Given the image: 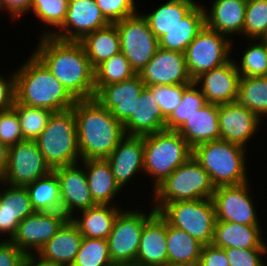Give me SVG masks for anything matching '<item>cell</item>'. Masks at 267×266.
<instances>
[{
	"label": "cell",
	"instance_id": "836d02e7",
	"mask_svg": "<svg viewBox=\"0 0 267 266\" xmlns=\"http://www.w3.org/2000/svg\"><path fill=\"white\" fill-rule=\"evenodd\" d=\"M166 243L169 263L198 265L203 244L187 232L167 223Z\"/></svg>",
	"mask_w": 267,
	"mask_h": 266
},
{
	"label": "cell",
	"instance_id": "7a4b0ae2",
	"mask_svg": "<svg viewBox=\"0 0 267 266\" xmlns=\"http://www.w3.org/2000/svg\"><path fill=\"white\" fill-rule=\"evenodd\" d=\"M72 109L81 160L106 159L126 135L123 124L94 98L77 100Z\"/></svg>",
	"mask_w": 267,
	"mask_h": 266
},
{
	"label": "cell",
	"instance_id": "681fc988",
	"mask_svg": "<svg viewBox=\"0 0 267 266\" xmlns=\"http://www.w3.org/2000/svg\"><path fill=\"white\" fill-rule=\"evenodd\" d=\"M26 256L10 240L0 241V266H22Z\"/></svg>",
	"mask_w": 267,
	"mask_h": 266
},
{
	"label": "cell",
	"instance_id": "f1b7e54d",
	"mask_svg": "<svg viewBox=\"0 0 267 266\" xmlns=\"http://www.w3.org/2000/svg\"><path fill=\"white\" fill-rule=\"evenodd\" d=\"M86 178L93 200L96 204H111L114 197L122 190L117 184L106 159L82 160ZM117 194V195H116Z\"/></svg>",
	"mask_w": 267,
	"mask_h": 266
},
{
	"label": "cell",
	"instance_id": "f907efd6",
	"mask_svg": "<svg viewBox=\"0 0 267 266\" xmlns=\"http://www.w3.org/2000/svg\"><path fill=\"white\" fill-rule=\"evenodd\" d=\"M10 77L0 76V112L12 109L16 100L14 72Z\"/></svg>",
	"mask_w": 267,
	"mask_h": 266
},
{
	"label": "cell",
	"instance_id": "7c38bea8",
	"mask_svg": "<svg viewBox=\"0 0 267 266\" xmlns=\"http://www.w3.org/2000/svg\"><path fill=\"white\" fill-rule=\"evenodd\" d=\"M51 171L53 170L46 163L35 140H23L8 147V166L4 184L25 187Z\"/></svg>",
	"mask_w": 267,
	"mask_h": 266
},
{
	"label": "cell",
	"instance_id": "484cf974",
	"mask_svg": "<svg viewBox=\"0 0 267 266\" xmlns=\"http://www.w3.org/2000/svg\"><path fill=\"white\" fill-rule=\"evenodd\" d=\"M193 149L195 146L220 140L219 105L206 103L177 130Z\"/></svg>",
	"mask_w": 267,
	"mask_h": 266
},
{
	"label": "cell",
	"instance_id": "4316f807",
	"mask_svg": "<svg viewBox=\"0 0 267 266\" xmlns=\"http://www.w3.org/2000/svg\"><path fill=\"white\" fill-rule=\"evenodd\" d=\"M247 0H214L210 11L204 7L205 25L227 37L243 34Z\"/></svg>",
	"mask_w": 267,
	"mask_h": 266
},
{
	"label": "cell",
	"instance_id": "d590c367",
	"mask_svg": "<svg viewBox=\"0 0 267 266\" xmlns=\"http://www.w3.org/2000/svg\"><path fill=\"white\" fill-rule=\"evenodd\" d=\"M237 102L261 120L267 116V76L240 77Z\"/></svg>",
	"mask_w": 267,
	"mask_h": 266
},
{
	"label": "cell",
	"instance_id": "5bb4252c",
	"mask_svg": "<svg viewBox=\"0 0 267 266\" xmlns=\"http://www.w3.org/2000/svg\"><path fill=\"white\" fill-rule=\"evenodd\" d=\"M110 22L102 14L95 0H69L62 26L45 31L42 36H52L66 41H80L85 35L108 26ZM59 31V32H58Z\"/></svg>",
	"mask_w": 267,
	"mask_h": 266
},
{
	"label": "cell",
	"instance_id": "74e56055",
	"mask_svg": "<svg viewBox=\"0 0 267 266\" xmlns=\"http://www.w3.org/2000/svg\"><path fill=\"white\" fill-rule=\"evenodd\" d=\"M198 85L192 82L182 95L180 105L165 121V128L169 131H177L197 110L206 104V100Z\"/></svg>",
	"mask_w": 267,
	"mask_h": 266
},
{
	"label": "cell",
	"instance_id": "d6a6232c",
	"mask_svg": "<svg viewBox=\"0 0 267 266\" xmlns=\"http://www.w3.org/2000/svg\"><path fill=\"white\" fill-rule=\"evenodd\" d=\"M198 4L194 0H168L156 10L143 16L147 20L150 30L159 39L186 17Z\"/></svg>",
	"mask_w": 267,
	"mask_h": 266
},
{
	"label": "cell",
	"instance_id": "bcb514c9",
	"mask_svg": "<svg viewBox=\"0 0 267 266\" xmlns=\"http://www.w3.org/2000/svg\"><path fill=\"white\" fill-rule=\"evenodd\" d=\"M23 140L17 112L13 108L0 112V141L10 147Z\"/></svg>",
	"mask_w": 267,
	"mask_h": 266
},
{
	"label": "cell",
	"instance_id": "8fae6325",
	"mask_svg": "<svg viewBox=\"0 0 267 266\" xmlns=\"http://www.w3.org/2000/svg\"><path fill=\"white\" fill-rule=\"evenodd\" d=\"M150 214L143 211L122 210L113 225L109 234L108 248L113 264H134L136 263L140 237L146 221L156 212L150 209Z\"/></svg>",
	"mask_w": 267,
	"mask_h": 266
},
{
	"label": "cell",
	"instance_id": "d4e9b609",
	"mask_svg": "<svg viewBox=\"0 0 267 266\" xmlns=\"http://www.w3.org/2000/svg\"><path fill=\"white\" fill-rule=\"evenodd\" d=\"M166 117L157 105L151 90L145 86L135 103V114L124 124L126 135L144 136L161 132L165 128Z\"/></svg>",
	"mask_w": 267,
	"mask_h": 266
},
{
	"label": "cell",
	"instance_id": "9f6ffc18",
	"mask_svg": "<svg viewBox=\"0 0 267 266\" xmlns=\"http://www.w3.org/2000/svg\"><path fill=\"white\" fill-rule=\"evenodd\" d=\"M116 266H141V265H138V264H122V265H116Z\"/></svg>",
	"mask_w": 267,
	"mask_h": 266
},
{
	"label": "cell",
	"instance_id": "d6986e66",
	"mask_svg": "<svg viewBox=\"0 0 267 266\" xmlns=\"http://www.w3.org/2000/svg\"><path fill=\"white\" fill-rule=\"evenodd\" d=\"M240 74L232 58L225 64L202 73L193 82L201 84L206 103L227 104L237 101Z\"/></svg>",
	"mask_w": 267,
	"mask_h": 266
},
{
	"label": "cell",
	"instance_id": "ab89813d",
	"mask_svg": "<svg viewBox=\"0 0 267 266\" xmlns=\"http://www.w3.org/2000/svg\"><path fill=\"white\" fill-rule=\"evenodd\" d=\"M72 266H115L110 258L107 239L83 237Z\"/></svg>",
	"mask_w": 267,
	"mask_h": 266
},
{
	"label": "cell",
	"instance_id": "816d5d0a",
	"mask_svg": "<svg viewBox=\"0 0 267 266\" xmlns=\"http://www.w3.org/2000/svg\"><path fill=\"white\" fill-rule=\"evenodd\" d=\"M32 1L33 0H0V11L5 8V11H8L13 19L21 18L30 11Z\"/></svg>",
	"mask_w": 267,
	"mask_h": 266
},
{
	"label": "cell",
	"instance_id": "52a82bcc",
	"mask_svg": "<svg viewBox=\"0 0 267 266\" xmlns=\"http://www.w3.org/2000/svg\"><path fill=\"white\" fill-rule=\"evenodd\" d=\"M215 191L209 174L191 156L154 189V203L212 199Z\"/></svg>",
	"mask_w": 267,
	"mask_h": 266
},
{
	"label": "cell",
	"instance_id": "b9f144b4",
	"mask_svg": "<svg viewBox=\"0 0 267 266\" xmlns=\"http://www.w3.org/2000/svg\"><path fill=\"white\" fill-rule=\"evenodd\" d=\"M243 35L253 42L267 37V0H247Z\"/></svg>",
	"mask_w": 267,
	"mask_h": 266
},
{
	"label": "cell",
	"instance_id": "8992f818",
	"mask_svg": "<svg viewBox=\"0 0 267 266\" xmlns=\"http://www.w3.org/2000/svg\"><path fill=\"white\" fill-rule=\"evenodd\" d=\"M143 142L144 173L151 176L154 189L192 156V148L177 131L144 135Z\"/></svg>",
	"mask_w": 267,
	"mask_h": 266
},
{
	"label": "cell",
	"instance_id": "db71d44e",
	"mask_svg": "<svg viewBox=\"0 0 267 266\" xmlns=\"http://www.w3.org/2000/svg\"><path fill=\"white\" fill-rule=\"evenodd\" d=\"M22 266H53V265L41 261L37 256L27 255Z\"/></svg>",
	"mask_w": 267,
	"mask_h": 266
},
{
	"label": "cell",
	"instance_id": "f546056e",
	"mask_svg": "<svg viewBox=\"0 0 267 266\" xmlns=\"http://www.w3.org/2000/svg\"><path fill=\"white\" fill-rule=\"evenodd\" d=\"M120 209L118 205L116 207V205L97 204L79 211L82 213L79 218L74 215L70 219L83 237L107 239L118 214L122 211Z\"/></svg>",
	"mask_w": 267,
	"mask_h": 266
},
{
	"label": "cell",
	"instance_id": "ee69618b",
	"mask_svg": "<svg viewBox=\"0 0 267 266\" xmlns=\"http://www.w3.org/2000/svg\"><path fill=\"white\" fill-rule=\"evenodd\" d=\"M190 84L179 85H154L147 86L157 105L161 108L162 114L167 118L180 105L184 90Z\"/></svg>",
	"mask_w": 267,
	"mask_h": 266
},
{
	"label": "cell",
	"instance_id": "83f0119b",
	"mask_svg": "<svg viewBox=\"0 0 267 266\" xmlns=\"http://www.w3.org/2000/svg\"><path fill=\"white\" fill-rule=\"evenodd\" d=\"M261 231L260 226L216 221L211 244L223 249H267Z\"/></svg>",
	"mask_w": 267,
	"mask_h": 266
},
{
	"label": "cell",
	"instance_id": "f5cc1de1",
	"mask_svg": "<svg viewBox=\"0 0 267 266\" xmlns=\"http://www.w3.org/2000/svg\"><path fill=\"white\" fill-rule=\"evenodd\" d=\"M8 166V147L0 141V181L4 180Z\"/></svg>",
	"mask_w": 267,
	"mask_h": 266
},
{
	"label": "cell",
	"instance_id": "c3c4849f",
	"mask_svg": "<svg viewBox=\"0 0 267 266\" xmlns=\"http://www.w3.org/2000/svg\"><path fill=\"white\" fill-rule=\"evenodd\" d=\"M198 266H230L223 248L212 244L203 245Z\"/></svg>",
	"mask_w": 267,
	"mask_h": 266
},
{
	"label": "cell",
	"instance_id": "4fadbf2b",
	"mask_svg": "<svg viewBox=\"0 0 267 266\" xmlns=\"http://www.w3.org/2000/svg\"><path fill=\"white\" fill-rule=\"evenodd\" d=\"M68 219L62 212L35 211L19 223L10 241L26 255H36Z\"/></svg>",
	"mask_w": 267,
	"mask_h": 266
},
{
	"label": "cell",
	"instance_id": "e575fe53",
	"mask_svg": "<svg viewBox=\"0 0 267 266\" xmlns=\"http://www.w3.org/2000/svg\"><path fill=\"white\" fill-rule=\"evenodd\" d=\"M25 187L35 211L61 212L59 180L54 171Z\"/></svg>",
	"mask_w": 267,
	"mask_h": 266
},
{
	"label": "cell",
	"instance_id": "5b68a950",
	"mask_svg": "<svg viewBox=\"0 0 267 266\" xmlns=\"http://www.w3.org/2000/svg\"><path fill=\"white\" fill-rule=\"evenodd\" d=\"M35 142L52 170L78 164L81 157L73 109L53 112Z\"/></svg>",
	"mask_w": 267,
	"mask_h": 266
},
{
	"label": "cell",
	"instance_id": "44dd1931",
	"mask_svg": "<svg viewBox=\"0 0 267 266\" xmlns=\"http://www.w3.org/2000/svg\"><path fill=\"white\" fill-rule=\"evenodd\" d=\"M106 160L122 189L136 173H144L143 136L125 135Z\"/></svg>",
	"mask_w": 267,
	"mask_h": 266
},
{
	"label": "cell",
	"instance_id": "11a10c76",
	"mask_svg": "<svg viewBox=\"0 0 267 266\" xmlns=\"http://www.w3.org/2000/svg\"><path fill=\"white\" fill-rule=\"evenodd\" d=\"M164 266H198V265H191V264H180V263H167Z\"/></svg>",
	"mask_w": 267,
	"mask_h": 266
},
{
	"label": "cell",
	"instance_id": "30bf717a",
	"mask_svg": "<svg viewBox=\"0 0 267 266\" xmlns=\"http://www.w3.org/2000/svg\"><path fill=\"white\" fill-rule=\"evenodd\" d=\"M114 24L118 29L121 52L138 74L158 50V39L141 13L126 17Z\"/></svg>",
	"mask_w": 267,
	"mask_h": 266
},
{
	"label": "cell",
	"instance_id": "3957f363",
	"mask_svg": "<svg viewBox=\"0 0 267 266\" xmlns=\"http://www.w3.org/2000/svg\"><path fill=\"white\" fill-rule=\"evenodd\" d=\"M14 75L20 104L61 112L72 109L77 101L34 53Z\"/></svg>",
	"mask_w": 267,
	"mask_h": 266
},
{
	"label": "cell",
	"instance_id": "f6af8a7d",
	"mask_svg": "<svg viewBox=\"0 0 267 266\" xmlns=\"http://www.w3.org/2000/svg\"><path fill=\"white\" fill-rule=\"evenodd\" d=\"M95 2L110 23L137 13L135 0H95Z\"/></svg>",
	"mask_w": 267,
	"mask_h": 266
},
{
	"label": "cell",
	"instance_id": "7bdbcfd3",
	"mask_svg": "<svg viewBox=\"0 0 267 266\" xmlns=\"http://www.w3.org/2000/svg\"><path fill=\"white\" fill-rule=\"evenodd\" d=\"M69 0H33L30 11H34L45 26L55 27L57 31L63 24Z\"/></svg>",
	"mask_w": 267,
	"mask_h": 266
},
{
	"label": "cell",
	"instance_id": "6da1fadb",
	"mask_svg": "<svg viewBox=\"0 0 267 266\" xmlns=\"http://www.w3.org/2000/svg\"><path fill=\"white\" fill-rule=\"evenodd\" d=\"M34 54L76 99L95 96L94 69L79 41L40 37Z\"/></svg>",
	"mask_w": 267,
	"mask_h": 266
},
{
	"label": "cell",
	"instance_id": "ba28073f",
	"mask_svg": "<svg viewBox=\"0 0 267 266\" xmlns=\"http://www.w3.org/2000/svg\"><path fill=\"white\" fill-rule=\"evenodd\" d=\"M153 208L169 225L182 229L201 244L212 243L217 221L212 199L154 204Z\"/></svg>",
	"mask_w": 267,
	"mask_h": 266
},
{
	"label": "cell",
	"instance_id": "7dc6e473",
	"mask_svg": "<svg viewBox=\"0 0 267 266\" xmlns=\"http://www.w3.org/2000/svg\"><path fill=\"white\" fill-rule=\"evenodd\" d=\"M230 266H263L262 255H266L267 249H224Z\"/></svg>",
	"mask_w": 267,
	"mask_h": 266
},
{
	"label": "cell",
	"instance_id": "277c9868",
	"mask_svg": "<svg viewBox=\"0 0 267 266\" xmlns=\"http://www.w3.org/2000/svg\"><path fill=\"white\" fill-rule=\"evenodd\" d=\"M246 149L228 141L217 140L195 146L192 156L209 174L215 188L237 186L249 182Z\"/></svg>",
	"mask_w": 267,
	"mask_h": 266
},
{
	"label": "cell",
	"instance_id": "603a6c76",
	"mask_svg": "<svg viewBox=\"0 0 267 266\" xmlns=\"http://www.w3.org/2000/svg\"><path fill=\"white\" fill-rule=\"evenodd\" d=\"M83 236L69 218L35 255L53 266H72Z\"/></svg>",
	"mask_w": 267,
	"mask_h": 266
},
{
	"label": "cell",
	"instance_id": "8d00e7d4",
	"mask_svg": "<svg viewBox=\"0 0 267 266\" xmlns=\"http://www.w3.org/2000/svg\"><path fill=\"white\" fill-rule=\"evenodd\" d=\"M135 75L136 73L131 68L128 59L120 51L94 69V85L106 86L119 83Z\"/></svg>",
	"mask_w": 267,
	"mask_h": 266
},
{
	"label": "cell",
	"instance_id": "f35d334b",
	"mask_svg": "<svg viewBox=\"0 0 267 266\" xmlns=\"http://www.w3.org/2000/svg\"><path fill=\"white\" fill-rule=\"evenodd\" d=\"M13 109L17 112L24 140H36L46 128L52 111L23 105L15 100Z\"/></svg>",
	"mask_w": 267,
	"mask_h": 266
},
{
	"label": "cell",
	"instance_id": "7402d4cb",
	"mask_svg": "<svg viewBox=\"0 0 267 266\" xmlns=\"http://www.w3.org/2000/svg\"><path fill=\"white\" fill-rule=\"evenodd\" d=\"M167 222L156 211L141 233L136 263L141 266H164L168 263Z\"/></svg>",
	"mask_w": 267,
	"mask_h": 266
},
{
	"label": "cell",
	"instance_id": "9c48e42d",
	"mask_svg": "<svg viewBox=\"0 0 267 266\" xmlns=\"http://www.w3.org/2000/svg\"><path fill=\"white\" fill-rule=\"evenodd\" d=\"M228 38L206 25L198 32L184 53L187 71L193 81L202 73L230 60L233 40Z\"/></svg>",
	"mask_w": 267,
	"mask_h": 266
},
{
	"label": "cell",
	"instance_id": "9a60e30c",
	"mask_svg": "<svg viewBox=\"0 0 267 266\" xmlns=\"http://www.w3.org/2000/svg\"><path fill=\"white\" fill-rule=\"evenodd\" d=\"M248 183L215 188L212 201L217 221L260 226Z\"/></svg>",
	"mask_w": 267,
	"mask_h": 266
},
{
	"label": "cell",
	"instance_id": "60d3db41",
	"mask_svg": "<svg viewBox=\"0 0 267 266\" xmlns=\"http://www.w3.org/2000/svg\"><path fill=\"white\" fill-rule=\"evenodd\" d=\"M241 58V63L236 64L240 77L267 76V49L266 39L247 46Z\"/></svg>",
	"mask_w": 267,
	"mask_h": 266
},
{
	"label": "cell",
	"instance_id": "2e32d148",
	"mask_svg": "<svg viewBox=\"0 0 267 266\" xmlns=\"http://www.w3.org/2000/svg\"><path fill=\"white\" fill-rule=\"evenodd\" d=\"M145 86L191 84L184 53L158 48L138 73Z\"/></svg>",
	"mask_w": 267,
	"mask_h": 266
},
{
	"label": "cell",
	"instance_id": "1f68e13d",
	"mask_svg": "<svg viewBox=\"0 0 267 266\" xmlns=\"http://www.w3.org/2000/svg\"><path fill=\"white\" fill-rule=\"evenodd\" d=\"M79 42L93 69L121 51L118 29L114 23L85 35Z\"/></svg>",
	"mask_w": 267,
	"mask_h": 266
},
{
	"label": "cell",
	"instance_id": "4dcf8cb0",
	"mask_svg": "<svg viewBox=\"0 0 267 266\" xmlns=\"http://www.w3.org/2000/svg\"><path fill=\"white\" fill-rule=\"evenodd\" d=\"M205 25L204 6L197 5L177 25L158 39L159 47L165 50L185 53L187 46L194 40Z\"/></svg>",
	"mask_w": 267,
	"mask_h": 266
},
{
	"label": "cell",
	"instance_id": "ac0fdd59",
	"mask_svg": "<svg viewBox=\"0 0 267 266\" xmlns=\"http://www.w3.org/2000/svg\"><path fill=\"white\" fill-rule=\"evenodd\" d=\"M77 165L53 169L59 180L61 212L68 218H71L76 210L81 211L97 205L92 198L86 172Z\"/></svg>",
	"mask_w": 267,
	"mask_h": 266
},
{
	"label": "cell",
	"instance_id": "cb8c5ba5",
	"mask_svg": "<svg viewBox=\"0 0 267 266\" xmlns=\"http://www.w3.org/2000/svg\"><path fill=\"white\" fill-rule=\"evenodd\" d=\"M3 185L5 187L0 192V234L10 235L9 239L2 240H11L19 223L35 210L26 187L7 185L6 188V184Z\"/></svg>",
	"mask_w": 267,
	"mask_h": 266
},
{
	"label": "cell",
	"instance_id": "ffe728a7",
	"mask_svg": "<svg viewBox=\"0 0 267 266\" xmlns=\"http://www.w3.org/2000/svg\"><path fill=\"white\" fill-rule=\"evenodd\" d=\"M262 121L247 107L241 106L237 101L219 104L220 140L228 141L247 147V141L257 134L258 126Z\"/></svg>",
	"mask_w": 267,
	"mask_h": 266
},
{
	"label": "cell",
	"instance_id": "e0dca14e",
	"mask_svg": "<svg viewBox=\"0 0 267 266\" xmlns=\"http://www.w3.org/2000/svg\"><path fill=\"white\" fill-rule=\"evenodd\" d=\"M145 84L136 74L132 78L106 86H95L96 99L111 115L124 124L135 114V103Z\"/></svg>",
	"mask_w": 267,
	"mask_h": 266
}]
</instances>
